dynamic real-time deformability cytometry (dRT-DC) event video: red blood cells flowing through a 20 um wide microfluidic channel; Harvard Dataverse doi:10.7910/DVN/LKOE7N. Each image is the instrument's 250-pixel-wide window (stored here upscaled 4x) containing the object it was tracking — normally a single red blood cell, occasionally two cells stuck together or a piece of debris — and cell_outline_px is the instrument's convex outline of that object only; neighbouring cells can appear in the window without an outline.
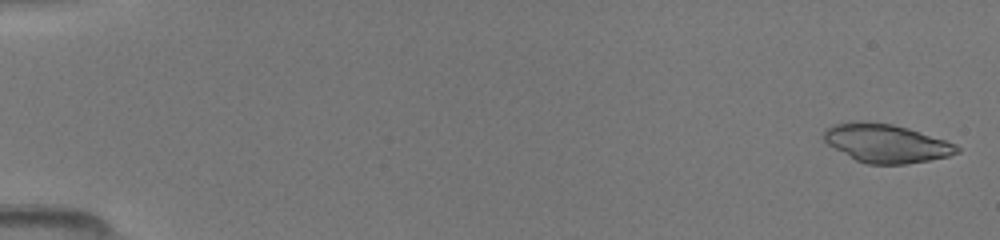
{"species": "common noctule bat (a hibernating species)", "species_latin": "Nyctalus noctula", "temperature_condition": "room temperature", "stored_images_in_passage": 48, "camera_frame_rate_fps": 3000, "um_per_image_px": 0.085, "animal": {"sex": "female", "body_mass_g": 19.5, "forearm_length_mm": 54.1}, "frame": {"image": 1, "passage_image": 1, "time_ms": 0.0, "image_size_px": [1000, 240], "cell_outline_px": [[960, 152], [948, 156], [928, 160], [904, 164], [868, 164], [856, 160], [828, 144], [824, 140], [824, 132], [832, 124], [852, 120], [860, 120], [892, 124], [908, 128], [956, 144], [960, 148]], "centroid_in_image_um": [75.31, 12.16], "position_along_channel_um": 9.7, "area_um2": 29.71}}
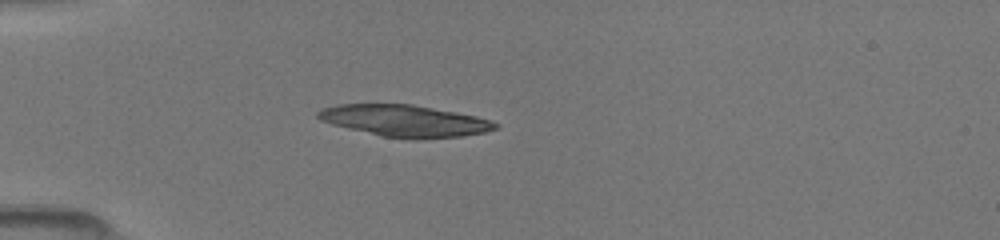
{"frame": {"image": 2, "passage_image": 14, "time_ms": 4.333, "image_size_px": [1000, 240], "cell_outline_px": [[500, 124], [496, 128], [484, 132], [460, 136], [416, 140], [384, 136], [332, 124], [320, 120], [316, 116], [316, 112], [320, 108], [336, 104], [412, 104], [456, 112], [476, 116], [492, 120]], "centroid_in_image_um": [34.4, 10.26], "position_along_channel_um": 50.6, "area_um2": 32.71}}